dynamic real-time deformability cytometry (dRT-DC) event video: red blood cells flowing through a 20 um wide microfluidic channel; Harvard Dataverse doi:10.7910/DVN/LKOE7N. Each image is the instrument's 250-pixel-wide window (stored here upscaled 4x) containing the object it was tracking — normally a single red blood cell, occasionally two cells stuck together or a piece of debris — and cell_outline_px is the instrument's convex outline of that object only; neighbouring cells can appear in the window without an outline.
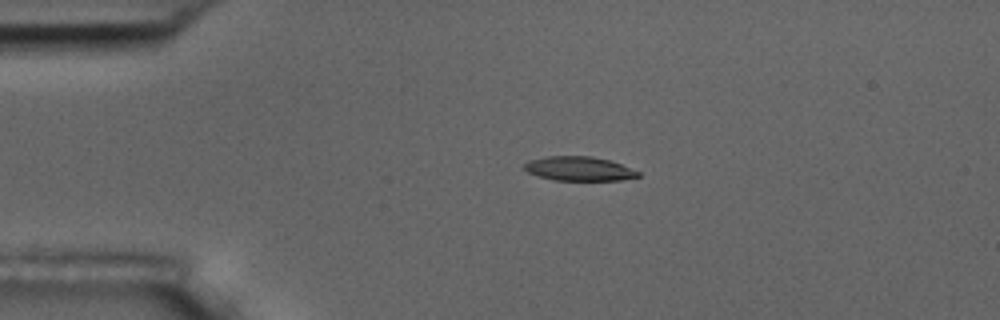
{"species": "common noctule bat (a hibernating species)", "species_latin": "Nyctalus noctula", "temperature_condition": "room temperature", "stored_images_in_passage": 4, "camera_frame_rate_fps": 3000, "um_per_image_px": 0.085, "animal": {"sex": "male", "body_mass_g": 17.5, "forearm_length_mm": 52.3}, "frame": {"image": 1, "passage_image": 3, "time_ms": 2.333, "image_size_px": [1000, 320], "cell_outline_px": [[640, 176], [620, 180], [556, 180], [540, 176], [528, 172], [524, 168], [524, 164], [528, 160], [548, 156], [592, 156], [608, 160], [620, 164], [640, 172]], "centroid_in_image_um": [49.21, 14.33], "position_along_channel_um": 35.8, "area_um2": 15.84}}